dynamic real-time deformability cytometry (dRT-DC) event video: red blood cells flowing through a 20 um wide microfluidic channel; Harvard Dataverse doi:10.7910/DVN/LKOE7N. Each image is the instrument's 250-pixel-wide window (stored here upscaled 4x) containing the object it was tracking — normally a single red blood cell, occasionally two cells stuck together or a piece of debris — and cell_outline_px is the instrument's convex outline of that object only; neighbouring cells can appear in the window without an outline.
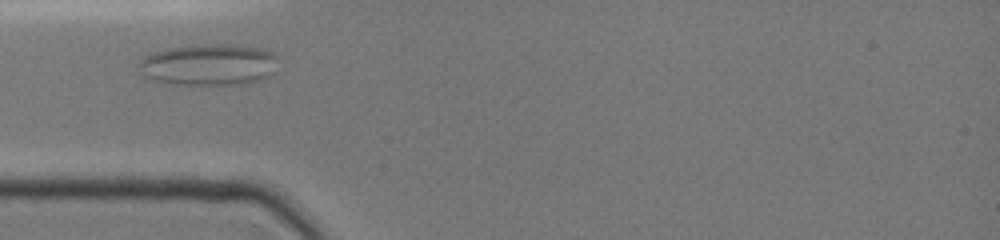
{"species": "common noctule bat (a hibernating species)", "species_latin": "Nyctalus noctula", "temperature_condition": "cold", "stored_images_in_passage": 20, "camera_frame_rate_fps": 3000, "um_per_image_px": 0.085, "animal": {"sex": "female", "body_mass_g": 19.0, "forearm_length_mm": 51.5}, "frame": {"image": 1, "passage_image": 5, "time_ms": 1.667, "image_size_px": [1000, 240], "cell_outline_px": [[280, 60], [268, 76], [260, 80], [228, 84], [176, 84], [152, 80], [144, 76], [136, 68], [140, 60], [144, 56], [156, 52], [172, 48], [220, 44], [236, 44], [260, 48], [272, 52], [280, 56]], "centroid_in_image_um": [17.76, 5.49], "position_along_channel_um": 67.2, "area_um2": 33.35}}
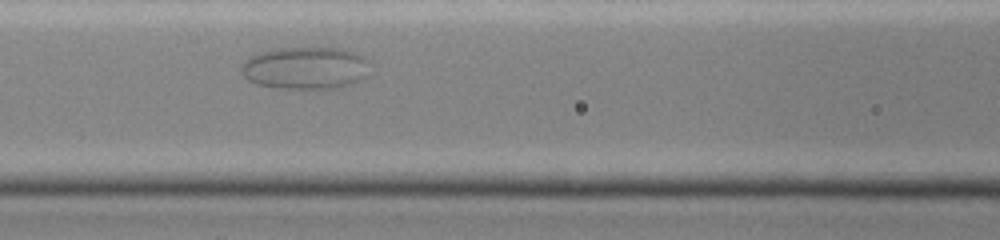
{"frame": {"image": 2, "passage_image": 11, "time_ms": 3.667, "image_size_px": [1000, 240], "cell_outline_px": [[368, 76], [360, 80], [336, 88], [280, 88], [256, 84], [248, 80], [240, 72], [240, 68], [244, 60], [260, 52], [280, 48], [340, 48], [364, 56]], "centroid_in_image_um": [25.91, 5.78], "position_along_channel_um": 140.7, "area_um2": 31.44}}
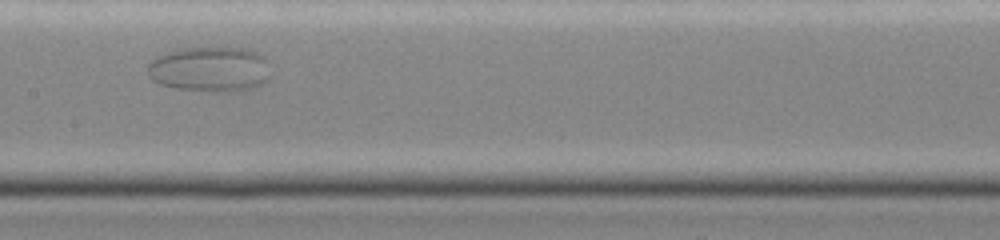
{"frame": {"image": 3, "passage_image": 19, "time_ms": 5.0, "image_size_px": [1000, 240], "cell_outline_px": [[268, 80], [260, 84], [236, 92], [220, 92], [176, 88], [160, 84], [152, 80], [148, 76], [148, 64], [156, 56], [168, 52], [192, 48], [248, 48], [264, 56], [268, 76]], "centroid_in_image_um": [17.81, 5.89], "position_along_channel_um": 189.6, "area_um2": 32.02}}